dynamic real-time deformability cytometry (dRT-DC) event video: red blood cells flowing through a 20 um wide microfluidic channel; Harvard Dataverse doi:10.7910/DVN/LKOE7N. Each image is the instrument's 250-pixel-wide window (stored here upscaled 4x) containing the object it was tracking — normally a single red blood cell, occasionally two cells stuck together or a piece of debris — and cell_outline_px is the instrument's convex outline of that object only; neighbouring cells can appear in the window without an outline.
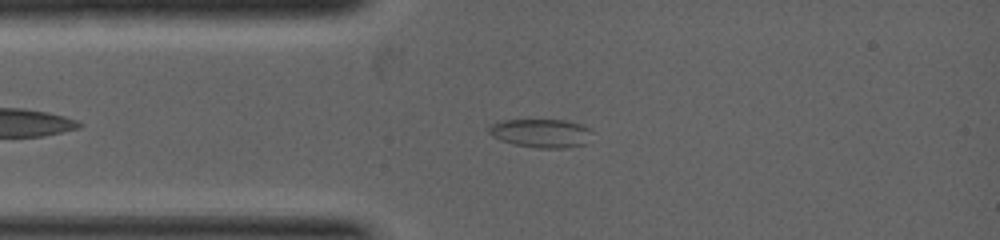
{"species": "common noctule bat (a hibernating species)", "species_latin": "Nyctalus noctula", "temperature_condition": "warm", "stored_images_in_passage": 24, "camera_frame_rate_fps": 5000, "um_per_image_px": 0.085, "animal": {"sex": "female", "body_mass_g": 19.0, "forearm_length_mm": 53.3}, "frame": {"image": 1, "passage_image": 4, "time_ms": 1.0, "image_size_px": [1000, 240], "cell_outline_px": [[588, 128], [584, 144], [568, 148], [540, 148], [516, 144], [500, 140], [492, 136], [488, 132], [488, 128], [492, 124], [504, 120], [564, 120], [580, 124]], "centroid_in_image_um": [45.91, 11.32], "position_along_channel_um": 39.1, "area_um2": 16.7}}
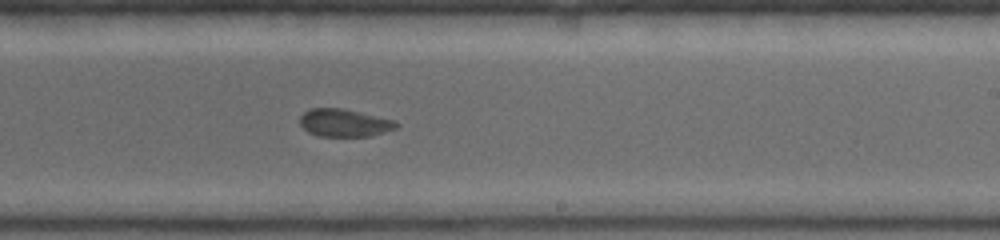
{"frame": {"image": 2, "passage_image": 13, "time_ms": 4.0, "image_size_px": [1000, 240], "cell_outline_px": [[400, 124], [396, 128], [384, 132], [368, 136], [316, 136], [308, 132], [300, 124], [300, 116], [308, 108], [344, 108], [396, 120]], "centroid_in_image_um": [29.27, 10.43], "position_along_channel_um": 259.7, "area_um2": 15.72}}
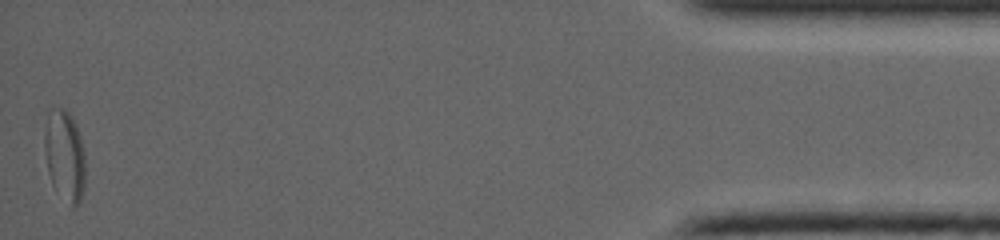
{"frame": {"image": 3, "passage_image": 24, "time_ms": 7.6, "image_size_px": [1000, 240], "cell_outline_px": [[84, 188], [80, 204], [76, 208], [72, 208], [52, 184], [48, 172], [44, 148], [44, 132], [48, 112], [52, 108], [64, 108], [68, 112], [76, 124], [80, 136], [84, 152]], "centroid_in_image_um": [5.5, 13.23], "position_along_channel_um": 429.7, "area_um2": 21.73}}